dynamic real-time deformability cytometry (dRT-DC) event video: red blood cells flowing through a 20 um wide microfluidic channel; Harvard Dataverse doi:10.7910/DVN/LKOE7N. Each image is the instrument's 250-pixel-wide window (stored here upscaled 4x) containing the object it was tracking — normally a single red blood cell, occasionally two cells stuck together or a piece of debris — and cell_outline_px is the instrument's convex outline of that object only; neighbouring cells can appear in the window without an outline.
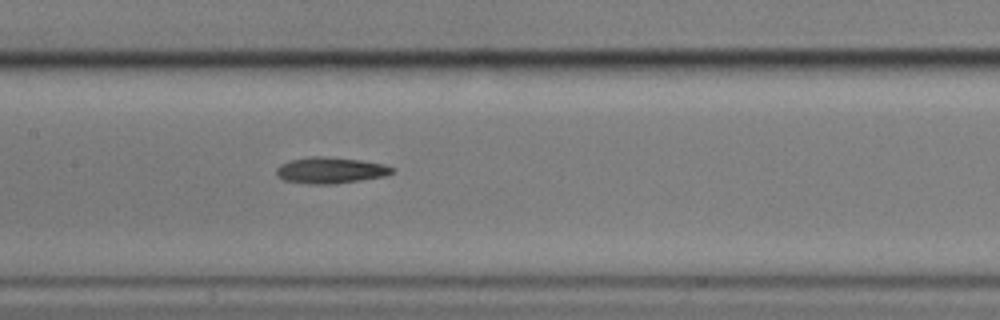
{"species": "common noctule bat (a hibernating species)", "species_latin": "Nyctalus noctula", "temperature_condition": "cold", "stored_images_in_passage": 8, "camera_frame_rate_fps": 3000, "um_per_image_px": 0.085, "animal": {"sex": "male", "body_mass_g": 17.9}, "frame": {"image": 1, "passage_image": 8, "time_ms": 8.0, "image_size_px": [1000, 320], "cell_outline_px": [[396, 172], [384, 176], [336, 184], [308, 184], [284, 180], [276, 176], [276, 168], [280, 164], [292, 160], [312, 156], [324, 156], [360, 160], [384, 164], [392, 168]], "centroid_in_image_um": [28.07, 14.48], "position_along_channel_um": 179.3, "area_um2": 17.69}}